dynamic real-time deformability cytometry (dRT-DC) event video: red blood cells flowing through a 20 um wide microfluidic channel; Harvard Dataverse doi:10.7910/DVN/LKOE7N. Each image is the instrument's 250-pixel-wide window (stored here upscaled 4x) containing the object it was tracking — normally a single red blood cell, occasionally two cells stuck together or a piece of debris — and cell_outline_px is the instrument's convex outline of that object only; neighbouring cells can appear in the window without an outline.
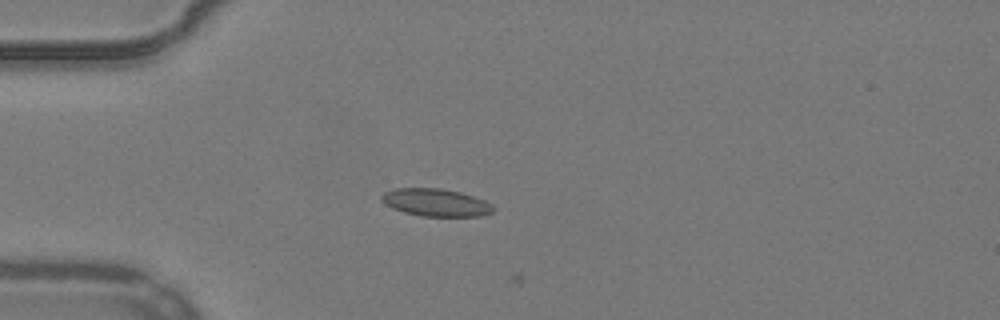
{"species": "common noctule bat (a hibernating species)", "species_latin": "Nyctalus noctula", "temperature_condition": "warm", "stored_images_in_passage": 4, "camera_frame_rate_fps": 3000, "um_per_image_px": 0.085, "animal": {"sex": "male", "body_mass_g": 19.2, "forearm_length_mm": 51.8}, "frame": {"image": 1, "passage_image": 1, "time_ms": 0.0, "image_size_px": [1000, 320], "cell_outline_px": [[496, 208], [492, 212], [480, 216], [424, 216], [404, 212], [392, 208], [384, 204], [380, 200], [380, 196], [384, 192], [396, 188], [440, 188], [460, 192], [484, 200], [492, 204]], "centroid_in_image_um": [37.03, 17.21], "position_along_channel_um": 48.0, "area_um2": 17.98}}